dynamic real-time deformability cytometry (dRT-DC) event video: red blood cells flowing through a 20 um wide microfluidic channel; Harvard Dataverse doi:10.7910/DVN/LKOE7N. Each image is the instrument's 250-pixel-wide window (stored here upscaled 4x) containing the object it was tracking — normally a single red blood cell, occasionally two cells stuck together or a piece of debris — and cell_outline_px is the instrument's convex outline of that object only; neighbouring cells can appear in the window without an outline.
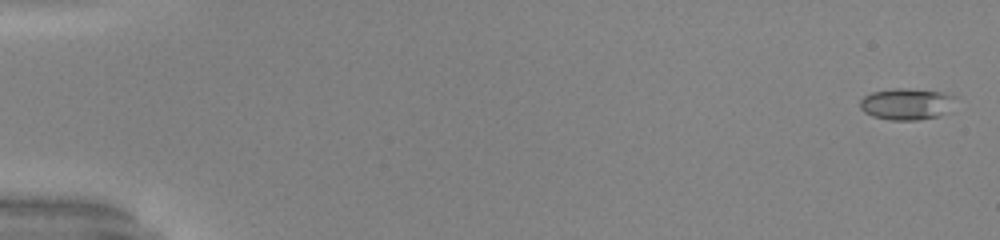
{"species": "common noctule bat (a hibernating species)", "species_latin": "Nyctalus noctula", "temperature_condition": "warm", "stored_images_in_passage": 53, "camera_frame_rate_fps": 3000, "um_per_image_px": 0.085, "animal": {"sex": "male", "body_mass_g": 20.0, "forearm_length_mm": 53.3}, "frame": {"image": 1, "passage_image": 2, "time_ms": 0.333, "image_size_px": [1000, 240], "cell_outline_px": [[956, 96], [952, 112], [940, 116], [916, 120], [892, 120], [872, 116], [864, 112], [860, 108], [860, 100], [864, 96], [872, 92], [892, 88], [908, 88], [940, 92]], "centroid_in_image_um": [77.1, 8.84], "position_along_channel_um": 7.9, "area_um2": 17.86}}
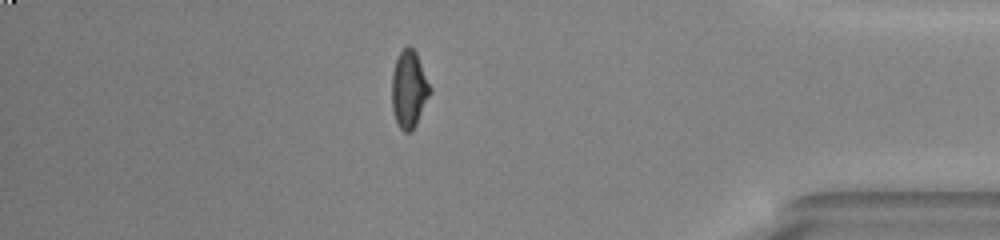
{"frame": {"image": 2, "passage_image": 46, "time_ms": 15.0, "image_size_px": [1000, 240], "cell_outline_px": [[432, 92], [412, 132], [404, 132], [400, 128], [396, 120], [392, 108], [392, 72], [396, 60], [400, 52], [408, 44], [416, 52], [432, 88]], "centroid_in_image_um": [34.78, 7.59], "position_along_channel_um": 400.4, "area_um2": 17.28}}
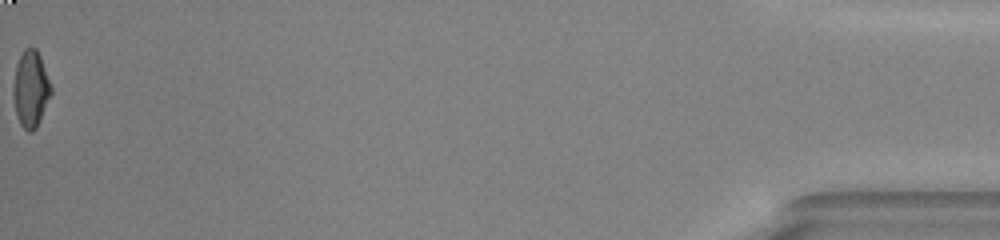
{"frame": {"image": 3, "passage_image": 53, "time_ms": 17.333, "image_size_px": [1000, 240], "cell_outline_px": [[52, 92], [36, 128], [32, 132], [28, 132], [20, 124], [16, 116], [12, 92], [12, 88], [16, 64], [24, 48], [36, 48], [40, 56], [52, 88]], "centroid_in_image_um": [2.59, 7.57], "position_along_channel_um": 432.6, "area_um2": 16.82}, "authors_computed_cell_mechanics": {"area_um2": 17.051, "velocity_mm_per_s": 4.0705, "shape_relaxation_time_tau1_ms": 7.4679, "shape_relaxation_time_tau2_ms": 0.9563, "deformation_change_tau1": 0.2536, "deformation_change_tau2": 0.0681}}